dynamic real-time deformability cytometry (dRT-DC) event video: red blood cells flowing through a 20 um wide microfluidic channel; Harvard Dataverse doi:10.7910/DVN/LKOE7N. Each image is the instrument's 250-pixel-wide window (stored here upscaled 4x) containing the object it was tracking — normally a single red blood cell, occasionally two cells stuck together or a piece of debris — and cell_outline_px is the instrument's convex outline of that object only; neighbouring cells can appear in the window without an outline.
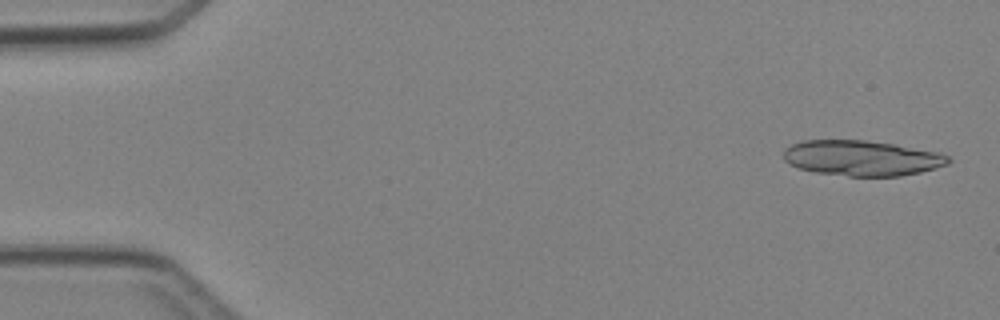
{"species": "Egyptian fruit bat (a non-hibernating species)", "species_latin": "Rousettus aegyptiacus", "temperature_condition": "cold", "stored_images_in_passage": 4, "camera_frame_rate_fps": 3000, "um_per_image_px": 0.085, "animal": {"sex": "female"}, "frame": {"image": 1, "passage_image": 1, "time_ms": 0.0, "image_size_px": [1000, 320], "cell_outline_px": [[952, 160], [948, 164], [936, 168], [920, 172], [900, 176], [848, 176], [816, 172], [800, 168], [788, 164], [784, 160], [784, 148], [792, 144], [804, 140], [864, 140], [896, 144], [940, 152], [948, 156]], "centroid_in_image_um": [73.28, 13.43], "position_along_channel_um": 11.7, "area_um2": 34.16}}